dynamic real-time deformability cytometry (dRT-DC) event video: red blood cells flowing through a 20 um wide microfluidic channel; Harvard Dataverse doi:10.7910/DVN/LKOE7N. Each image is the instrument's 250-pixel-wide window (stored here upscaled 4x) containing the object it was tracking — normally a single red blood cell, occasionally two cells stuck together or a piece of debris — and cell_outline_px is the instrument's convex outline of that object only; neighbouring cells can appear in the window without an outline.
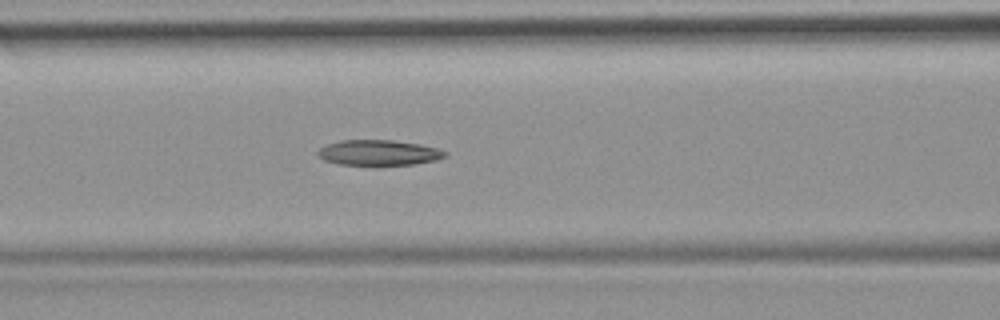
{"species": "common noctule bat (a hibernating species)", "species_latin": "Nyctalus noctula", "temperature_condition": "room temperature", "stored_images_in_passage": 41, "camera_frame_rate_fps": 3000, "um_per_image_px": 0.085, "animal": {"sex": "female", "body_mass_g": 19.9}, "frame": {"image": 1, "passage_image": 12, "time_ms": 3.667, "image_size_px": [1000, 320], "cell_outline_px": [[448, 156], [436, 160], [412, 164], [376, 168], [340, 164], [324, 160], [316, 152], [320, 148], [328, 144], [340, 140], [392, 140], [420, 144], [436, 148], [448, 152]], "centroid_in_image_um": [32.2, 13.02], "position_along_channel_um": 134.4, "area_um2": 19.59}}